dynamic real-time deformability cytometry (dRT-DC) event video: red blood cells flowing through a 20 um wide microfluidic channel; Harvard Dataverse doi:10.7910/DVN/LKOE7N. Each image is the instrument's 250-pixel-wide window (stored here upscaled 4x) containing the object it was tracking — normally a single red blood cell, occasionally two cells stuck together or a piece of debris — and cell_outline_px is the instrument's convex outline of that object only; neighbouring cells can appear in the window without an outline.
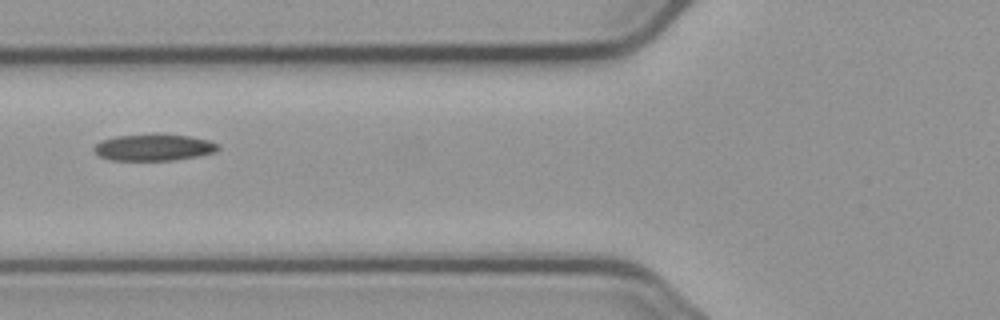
{"species": "common noctule bat (a hibernating species)", "species_latin": "Nyctalus noctula", "temperature_condition": "cold", "stored_images_in_passage": 7, "camera_frame_rate_fps": 3000, "um_per_image_px": 0.085, "animal": {"sex": "male", "body_mass_g": 23.1, "forearm_length_mm": 52.7}, "frame": {"image": 1, "passage_image": 7, "time_ms": 7.0, "image_size_px": [1000, 320], "cell_outline_px": [[220, 148], [216, 152], [196, 156], [172, 160], [112, 160], [100, 156], [92, 148], [100, 140], [116, 136], [152, 132], [156, 132], [188, 136], [208, 140], [216, 144]], "centroid_in_image_um": [13.04, 12.5], "position_along_channel_um": 112.8, "area_um2": 19.54}}